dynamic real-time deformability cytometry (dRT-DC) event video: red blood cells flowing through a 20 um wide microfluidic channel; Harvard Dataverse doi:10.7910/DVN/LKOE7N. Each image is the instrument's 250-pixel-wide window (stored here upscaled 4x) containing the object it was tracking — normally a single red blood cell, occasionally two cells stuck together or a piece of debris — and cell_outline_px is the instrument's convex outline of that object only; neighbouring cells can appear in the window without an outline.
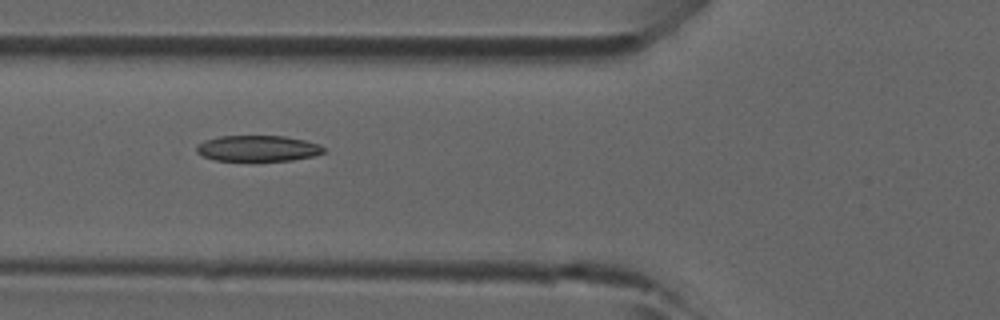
{"species": "common noctule bat (a hibernating species)", "species_latin": "Nyctalus noctula", "temperature_condition": "room temperature", "stored_images_in_passage": 3, "camera_frame_rate_fps": 3000, "um_per_image_px": 0.085, "animal": {"sex": "male", "forearm_length_mm": 52.5}, "frame": {"image": 1, "passage_image": 2, "time_ms": 0.333, "image_size_px": [1000, 320], "cell_outline_px": [[324, 152], [312, 156], [292, 160], [216, 160], [204, 156], [196, 152], [196, 144], [204, 140], [220, 136], [284, 136], [304, 140], [320, 144], [324, 148]], "centroid_in_image_um": [21.89, 12.6], "position_along_channel_um": 103.9, "area_um2": 19.02}}
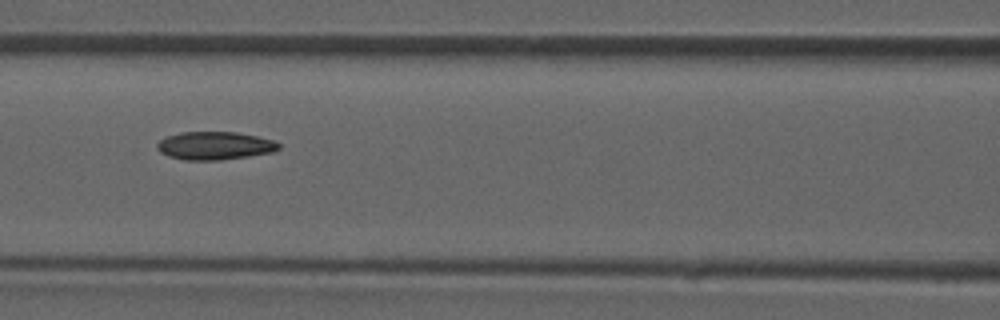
{"frame": {"image": 2, "passage_image": 3, "time_ms": 0.667, "image_size_px": [1000, 320], "cell_outline_px": [[280, 148], [272, 152], [248, 156], [220, 160], [184, 160], [168, 156], [160, 152], [156, 148], [156, 144], [160, 140], [168, 136], [180, 132], [236, 132], [256, 136], [272, 140], [280, 144]], "centroid_in_image_um": [18.22, 12.38], "position_along_channel_um": 148.4, "area_um2": 19.83}}